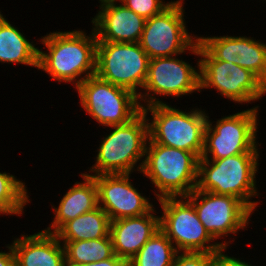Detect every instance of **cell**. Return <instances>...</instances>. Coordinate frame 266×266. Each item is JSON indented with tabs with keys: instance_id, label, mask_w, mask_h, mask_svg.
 <instances>
[{
	"instance_id": "cell-23",
	"label": "cell",
	"mask_w": 266,
	"mask_h": 266,
	"mask_svg": "<svg viewBox=\"0 0 266 266\" xmlns=\"http://www.w3.org/2000/svg\"><path fill=\"white\" fill-rule=\"evenodd\" d=\"M177 252L173 243L159 229L127 262V266H172Z\"/></svg>"
},
{
	"instance_id": "cell-11",
	"label": "cell",
	"mask_w": 266,
	"mask_h": 266,
	"mask_svg": "<svg viewBox=\"0 0 266 266\" xmlns=\"http://www.w3.org/2000/svg\"><path fill=\"white\" fill-rule=\"evenodd\" d=\"M76 89L82 108L105 127L125 124L142 110L132 91L96 75L86 78Z\"/></svg>"
},
{
	"instance_id": "cell-25",
	"label": "cell",
	"mask_w": 266,
	"mask_h": 266,
	"mask_svg": "<svg viewBox=\"0 0 266 266\" xmlns=\"http://www.w3.org/2000/svg\"><path fill=\"white\" fill-rule=\"evenodd\" d=\"M119 2L146 20L161 13L171 4L162 0H120Z\"/></svg>"
},
{
	"instance_id": "cell-3",
	"label": "cell",
	"mask_w": 266,
	"mask_h": 266,
	"mask_svg": "<svg viewBox=\"0 0 266 266\" xmlns=\"http://www.w3.org/2000/svg\"><path fill=\"white\" fill-rule=\"evenodd\" d=\"M198 162L199 158L192 152L164 146L149 138L140 173L156 187L157 200L187 196L197 186Z\"/></svg>"
},
{
	"instance_id": "cell-24",
	"label": "cell",
	"mask_w": 266,
	"mask_h": 266,
	"mask_svg": "<svg viewBox=\"0 0 266 266\" xmlns=\"http://www.w3.org/2000/svg\"><path fill=\"white\" fill-rule=\"evenodd\" d=\"M25 183L10 173L0 172V215L23 214L30 202Z\"/></svg>"
},
{
	"instance_id": "cell-6",
	"label": "cell",
	"mask_w": 266,
	"mask_h": 266,
	"mask_svg": "<svg viewBox=\"0 0 266 266\" xmlns=\"http://www.w3.org/2000/svg\"><path fill=\"white\" fill-rule=\"evenodd\" d=\"M184 0L172 1L161 13L145 21L139 44L150 59L177 56L188 50L199 56L197 35H190L184 19Z\"/></svg>"
},
{
	"instance_id": "cell-26",
	"label": "cell",
	"mask_w": 266,
	"mask_h": 266,
	"mask_svg": "<svg viewBox=\"0 0 266 266\" xmlns=\"http://www.w3.org/2000/svg\"><path fill=\"white\" fill-rule=\"evenodd\" d=\"M213 255L209 252H177L172 266H211Z\"/></svg>"
},
{
	"instance_id": "cell-19",
	"label": "cell",
	"mask_w": 266,
	"mask_h": 266,
	"mask_svg": "<svg viewBox=\"0 0 266 266\" xmlns=\"http://www.w3.org/2000/svg\"><path fill=\"white\" fill-rule=\"evenodd\" d=\"M83 182H75L63 195L58 207L52 206L54 219L45 232L55 234L66 222L98 207V190L95 179L81 173Z\"/></svg>"
},
{
	"instance_id": "cell-9",
	"label": "cell",
	"mask_w": 266,
	"mask_h": 266,
	"mask_svg": "<svg viewBox=\"0 0 266 266\" xmlns=\"http://www.w3.org/2000/svg\"><path fill=\"white\" fill-rule=\"evenodd\" d=\"M149 61L139 42H97L95 75L138 96L147 79Z\"/></svg>"
},
{
	"instance_id": "cell-2",
	"label": "cell",
	"mask_w": 266,
	"mask_h": 266,
	"mask_svg": "<svg viewBox=\"0 0 266 266\" xmlns=\"http://www.w3.org/2000/svg\"><path fill=\"white\" fill-rule=\"evenodd\" d=\"M259 155L242 153L221 159H199L196 189L239 198L256 211L260 202L252 197L259 195L256 187Z\"/></svg>"
},
{
	"instance_id": "cell-29",
	"label": "cell",
	"mask_w": 266,
	"mask_h": 266,
	"mask_svg": "<svg viewBox=\"0 0 266 266\" xmlns=\"http://www.w3.org/2000/svg\"><path fill=\"white\" fill-rule=\"evenodd\" d=\"M9 252H0V266H16V260L12 245L6 246Z\"/></svg>"
},
{
	"instance_id": "cell-12",
	"label": "cell",
	"mask_w": 266,
	"mask_h": 266,
	"mask_svg": "<svg viewBox=\"0 0 266 266\" xmlns=\"http://www.w3.org/2000/svg\"><path fill=\"white\" fill-rule=\"evenodd\" d=\"M197 70L189 62L178 59L176 56L152 58L149 61L148 75L138 102L141 109L145 106L166 103L157 95L180 97L200 90V61H197ZM151 93V94H150ZM144 103H142V102Z\"/></svg>"
},
{
	"instance_id": "cell-1",
	"label": "cell",
	"mask_w": 266,
	"mask_h": 266,
	"mask_svg": "<svg viewBox=\"0 0 266 266\" xmlns=\"http://www.w3.org/2000/svg\"><path fill=\"white\" fill-rule=\"evenodd\" d=\"M40 40L47 52L39 49L38 70L45 71L51 79L72 83L76 88L95 75L97 37L94 29L89 36L85 31L74 29L50 32Z\"/></svg>"
},
{
	"instance_id": "cell-28",
	"label": "cell",
	"mask_w": 266,
	"mask_h": 266,
	"mask_svg": "<svg viewBox=\"0 0 266 266\" xmlns=\"http://www.w3.org/2000/svg\"><path fill=\"white\" fill-rule=\"evenodd\" d=\"M77 266H127V262L115 254L107 260L95 261Z\"/></svg>"
},
{
	"instance_id": "cell-10",
	"label": "cell",
	"mask_w": 266,
	"mask_h": 266,
	"mask_svg": "<svg viewBox=\"0 0 266 266\" xmlns=\"http://www.w3.org/2000/svg\"><path fill=\"white\" fill-rule=\"evenodd\" d=\"M200 90L216 89L221 96L238 104L260 100L266 84L252 71L233 62L216 60L199 43Z\"/></svg>"
},
{
	"instance_id": "cell-15",
	"label": "cell",
	"mask_w": 266,
	"mask_h": 266,
	"mask_svg": "<svg viewBox=\"0 0 266 266\" xmlns=\"http://www.w3.org/2000/svg\"><path fill=\"white\" fill-rule=\"evenodd\" d=\"M199 43L216 59L249 69L266 84V43L246 36H198Z\"/></svg>"
},
{
	"instance_id": "cell-7",
	"label": "cell",
	"mask_w": 266,
	"mask_h": 266,
	"mask_svg": "<svg viewBox=\"0 0 266 266\" xmlns=\"http://www.w3.org/2000/svg\"><path fill=\"white\" fill-rule=\"evenodd\" d=\"M157 201L163 211L159 217V228L178 252L216 253L231 243V240L214 242L199 220L193 204L185 196L163 197Z\"/></svg>"
},
{
	"instance_id": "cell-4",
	"label": "cell",
	"mask_w": 266,
	"mask_h": 266,
	"mask_svg": "<svg viewBox=\"0 0 266 266\" xmlns=\"http://www.w3.org/2000/svg\"><path fill=\"white\" fill-rule=\"evenodd\" d=\"M147 114L141 110L129 122L122 125L109 126L110 131L103 138L95 164L91 166L89 176L100 174L133 173L141 171L146 145L149 139V125ZM141 161L138 165L137 162Z\"/></svg>"
},
{
	"instance_id": "cell-27",
	"label": "cell",
	"mask_w": 266,
	"mask_h": 266,
	"mask_svg": "<svg viewBox=\"0 0 266 266\" xmlns=\"http://www.w3.org/2000/svg\"><path fill=\"white\" fill-rule=\"evenodd\" d=\"M227 248L222 247L219 251L214 253L211 266H254L244 260L237 259L235 257H230L227 254H224Z\"/></svg>"
},
{
	"instance_id": "cell-22",
	"label": "cell",
	"mask_w": 266,
	"mask_h": 266,
	"mask_svg": "<svg viewBox=\"0 0 266 266\" xmlns=\"http://www.w3.org/2000/svg\"><path fill=\"white\" fill-rule=\"evenodd\" d=\"M60 242L64 247L66 266L103 261L115 255L110 235L98 239Z\"/></svg>"
},
{
	"instance_id": "cell-8",
	"label": "cell",
	"mask_w": 266,
	"mask_h": 266,
	"mask_svg": "<svg viewBox=\"0 0 266 266\" xmlns=\"http://www.w3.org/2000/svg\"><path fill=\"white\" fill-rule=\"evenodd\" d=\"M258 105L218 119L207 118L200 159H221L242 153H259L257 145ZM214 126H213V125ZM257 142V143H256Z\"/></svg>"
},
{
	"instance_id": "cell-13",
	"label": "cell",
	"mask_w": 266,
	"mask_h": 266,
	"mask_svg": "<svg viewBox=\"0 0 266 266\" xmlns=\"http://www.w3.org/2000/svg\"><path fill=\"white\" fill-rule=\"evenodd\" d=\"M185 197L193 204L199 220L214 240L237 234L250 224L253 211L239 198L196 188Z\"/></svg>"
},
{
	"instance_id": "cell-14",
	"label": "cell",
	"mask_w": 266,
	"mask_h": 266,
	"mask_svg": "<svg viewBox=\"0 0 266 266\" xmlns=\"http://www.w3.org/2000/svg\"><path fill=\"white\" fill-rule=\"evenodd\" d=\"M130 176V173L92 176L97 185L98 206L107 213L110 221L141 216L153 208L150 198L133 186Z\"/></svg>"
},
{
	"instance_id": "cell-18",
	"label": "cell",
	"mask_w": 266,
	"mask_h": 266,
	"mask_svg": "<svg viewBox=\"0 0 266 266\" xmlns=\"http://www.w3.org/2000/svg\"><path fill=\"white\" fill-rule=\"evenodd\" d=\"M21 235L11 244L16 266H66L63 244L55 234L41 230Z\"/></svg>"
},
{
	"instance_id": "cell-30",
	"label": "cell",
	"mask_w": 266,
	"mask_h": 266,
	"mask_svg": "<svg viewBox=\"0 0 266 266\" xmlns=\"http://www.w3.org/2000/svg\"><path fill=\"white\" fill-rule=\"evenodd\" d=\"M120 1V0H119ZM100 5L108 2H118V0H99Z\"/></svg>"
},
{
	"instance_id": "cell-5",
	"label": "cell",
	"mask_w": 266,
	"mask_h": 266,
	"mask_svg": "<svg viewBox=\"0 0 266 266\" xmlns=\"http://www.w3.org/2000/svg\"><path fill=\"white\" fill-rule=\"evenodd\" d=\"M149 125V138L158 144L182 149L201 158L204 147V132L208 113L204 109L188 112L171 107L167 103L154 104L142 108Z\"/></svg>"
},
{
	"instance_id": "cell-21",
	"label": "cell",
	"mask_w": 266,
	"mask_h": 266,
	"mask_svg": "<svg viewBox=\"0 0 266 266\" xmlns=\"http://www.w3.org/2000/svg\"><path fill=\"white\" fill-rule=\"evenodd\" d=\"M110 219L98 206L73 220L66 222L56 233L59 241H79L108 237Z\"/></svg>"
},
{
	"instance_id": "cell-16",
	"label": "cell",
	"mask_w": 266,
	"mask_h": 266,
	"mask_svg": "<svg viewBox=\"0 0 266 266\" xmlns=\"http://www.w3.org/2000/svg\"><path fill=\"white\" fill-rule=\"evenodd\" d=\"M99 9L91 21L97 42L137 43L140 41L146 19L122 3H104L99 5Z\"/></svg>"
},
{
	"instance_id": "cell-20",
	"label": "cell",
	"mask_w": 266,
	"mask_h": 266,
	"mask_svg": "<svg viewBox=\"0 0 266 266\" xmlns=\"http://www.w3.org/2000/svg\"><path fill=\"white\" fill-rule=\"evenodd\" d=\"M39 48L18 28L10 24L0 11V62L23 64L38 69Z\"/></svg>"
},
{
	"instance_id": "cell-17",
	"label": "cell",
	"mask_w": 266,
	"mask_h": 266,
	"mask_svg": "<svg viewBox=\"0 0 266 266\" xmlns=\"http://www.w3.org/2000/svg\"><path fill=\"white\" fill-rule=\"evenodd\" d=\"M153 207L148 213L110 221V236L114 253L128 262L159 230V215Z\"/></svg>"
}]
</instances>
